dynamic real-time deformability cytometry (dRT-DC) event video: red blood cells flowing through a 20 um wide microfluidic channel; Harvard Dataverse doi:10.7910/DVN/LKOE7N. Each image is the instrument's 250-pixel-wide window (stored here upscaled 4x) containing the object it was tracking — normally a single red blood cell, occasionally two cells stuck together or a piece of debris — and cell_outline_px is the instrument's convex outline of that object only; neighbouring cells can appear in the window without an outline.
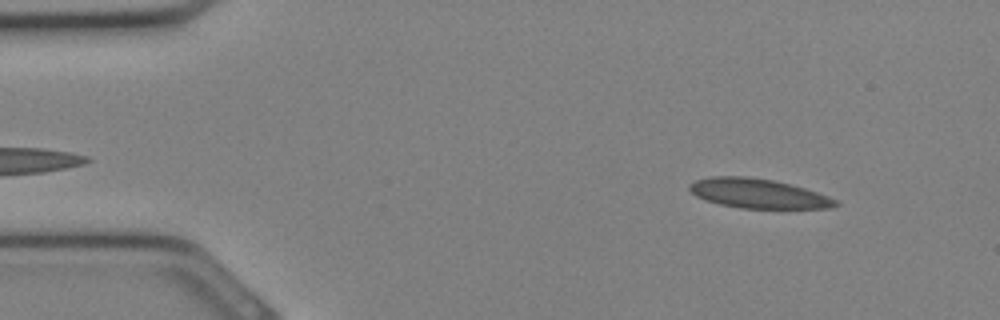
{"species": "Egyptian fruit bat (a non-hibernating species)", "species_latin": "Rousettus aegyptiacus", "temperature_condition": "cold", "stored_images_in_passage": 32, "camera_frame_rate_fps": 3000, "um_per_image_px": 0.085, "animal": {"sex": "female"}, "frame": {"image": 1, "passage_image": 3, "time_ms": 0.667, "image_size_px": [1000, 320], "cell_outline_px": [[840, 204], [832, 208], [740, 208], [720, 204], [704, 200], [696, 196], [688, 188], [688, 184], [696, 180], [712, 176], [748, 176], [772, 180], [804, 188], [840, 200]], "centroid_in_image_um": [64.44, 16.45], "position_along_channel_um": 20.6, "area_um2": 25.09}}
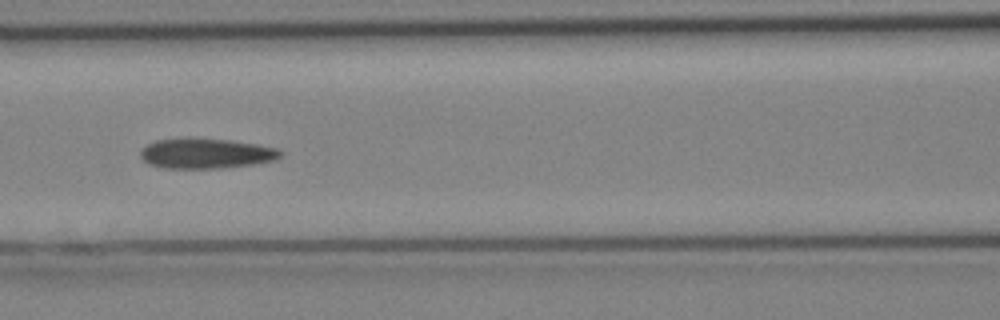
{"frame": {"image": 2, "passage_image": 13, "time_ms": 4.0, "image_size_px": [1000, 320], "cell_outline_px": [[284, 152], [276, 160], [256, 164], [216, 168], [164, 168], [148, 164], [140, 156], [140, 148], [156, 140], [188, 136], [232, 140], [280, 148]], "centroid_in_image_um": [17.51, 13.01], "position_along_channel_um": 149.1, "area_um2": 25.26}}
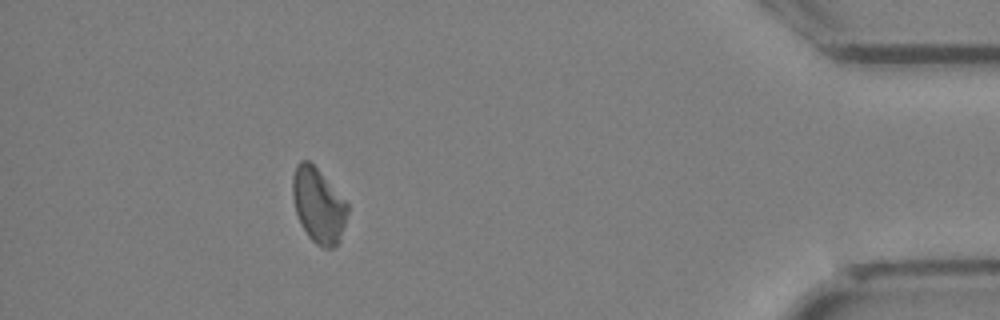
{"frame": {"image": 3, "passage_image": 28, "time_ms": 9.0, "image_size_px": [1000, 320], "cell_outline_px": [[348, 212], [344, 224], [336, 244], [332, 248], [324, 248], [316, 244], [308, 236], [296, 212], [292, 196], [292, 176], [296, 164], [300, 160], [308, 160], [320, 172], [348, 204]], "centroid_in_image_um": [27.03, 17.43], "position_along_channel_um": 408.2, "area_um2": 23.41}}